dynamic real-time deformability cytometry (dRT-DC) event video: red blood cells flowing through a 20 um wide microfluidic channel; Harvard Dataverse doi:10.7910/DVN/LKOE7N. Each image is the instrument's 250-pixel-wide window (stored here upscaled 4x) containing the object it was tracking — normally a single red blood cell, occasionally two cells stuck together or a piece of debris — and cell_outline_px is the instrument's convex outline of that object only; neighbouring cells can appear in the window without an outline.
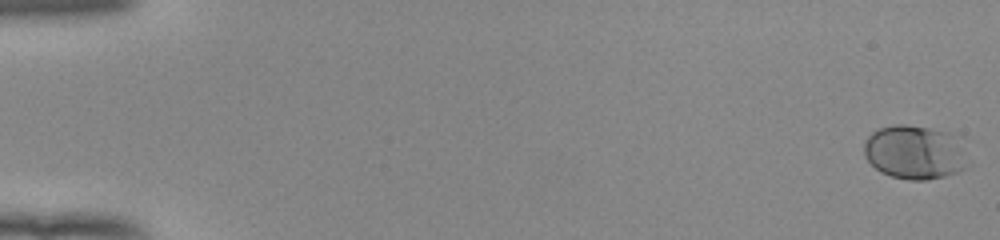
{"species": "human", "species_latin": "Homo sapiens", "temperature_condition": "room temperature", "stored_images_in_passage": 54, "camera_frame_rate_fps": 3000, "um_per_image_px": 0.085, "donor": {"sex": "female"}, "frame": {"image": 1, "passage_image": 1, "time_ms": 0.0, "image_size_px": [1000, 240], "cell_outline_px": [[968, 168], [960, 172], [928, 180], [908, 180], [892, 176], [880, 172], [864, 156], [864, 140], [872, 132], [880, 128], [896, 124], [904, 124], [928, 128], [948, 132], [964, 136]], "centroid_in_image_um": [77.84, 12.93], "position_along_channel_um": 7.2, "area_um2": 33.52}}
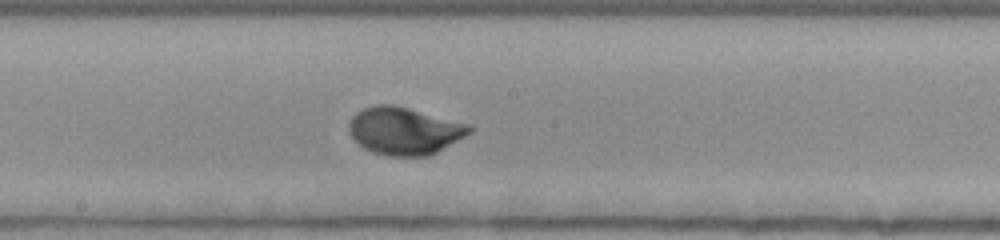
{"frame": {"image": 2, "passage_image": 31, "time_ms": 10.0, "image_size_px": [1000, 240], "cell_outline_px": [[476, 128], [472, 132], [436, 152], [428, 156], [384, 156], [372, 152], [364, 148], [348, 132], [348, 124], [352, 116], [356, 112], [364, 108], [376, 104], [392, 104], [472, 124]], "centroid_in_image_um": [34.38, 11.12], "position_along_channel_um": 213.8, "area_um2": 33.52}}
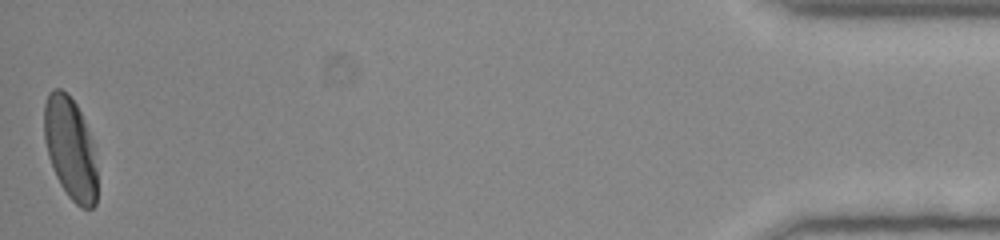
{"frame": {"image": 3, "passage_image": 54, "time_ms": 17.667, "image_size_px": [1000, 240], "cell_outline_px": [[96, 204], [92, 208], [80, 208], [68, 196], [60, 184], [56, 176], [48, 156], [44, 140], [44, 104], [48, 92], [52, 88], [60, 88], [76, 104], [84, 120], [92, 140], [96, 168]], "centroid_in_image_um": [5.96, 12.61], "position_along_channel_um": 429.2, "area_um2": 31.5}, "authors_computed_cell_mechanics": {"area_um2": 31.4721, "velocity_mm_per_s": 3.9212, "shape_relaxation_time_tau1_ms": 2.087, "shape_relaxation_time_tau2_ms": null, "deformation_change_tau1": 0.1402, "deformation_change_tau2": null}}